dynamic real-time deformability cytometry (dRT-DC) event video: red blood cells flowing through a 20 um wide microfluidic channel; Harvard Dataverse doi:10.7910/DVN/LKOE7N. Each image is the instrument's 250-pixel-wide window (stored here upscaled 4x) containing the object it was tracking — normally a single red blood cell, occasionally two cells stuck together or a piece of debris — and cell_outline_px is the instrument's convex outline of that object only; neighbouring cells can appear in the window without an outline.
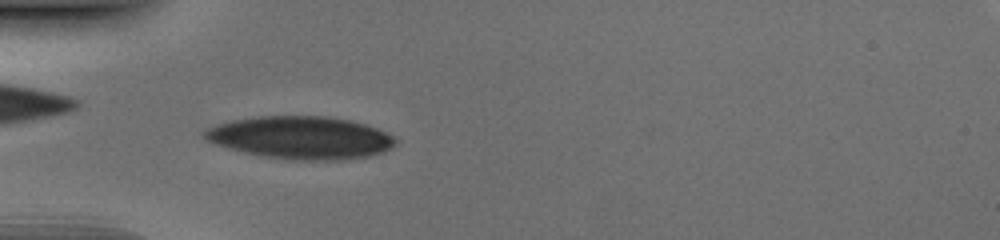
{"species": "human", "species_latin": "Homo sapiens", "temperature_condition": "cold", "stored_images_in_passage": 37, "camera_frame_rate_fps": 3000, "um_per_image_px": 0.085, "donor": {"sex": "male"}, "frame": {"image": 1, "passage_image": 5, "time_ms": 1.333, "image_size_px": [1000, 240], "cell_outline_px": [[396, 144], [384, 152], [368, 156], [340, 160], [292, 160], [264, 156], [244, 152], [228, 148], [216, 144], [208, 140], [200, 132], [216, 124], [232, 120], [260, 116], [328, 116], [348, 120], [364, 124], [376, 128], [392, 136], [396, 140]], "centroid_in_image_um": [25.55, 11.7], "position_along_channel_um": 59.5, "area_um2": 47.28}}
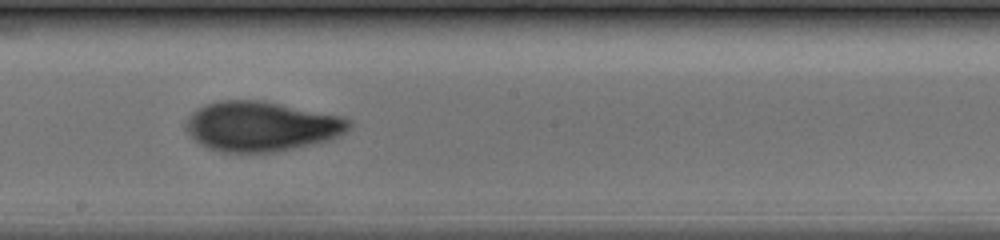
{"frame": {"image": 2, "passage_image": 18, "time_ms": 5.667, "image_size_px": [1000, 240], "cell_outline_px": [[352, 128], [340, 136], [328, 140], [296, 148], [276, 152], [220, 152], [208, 148], [200, 144], [184, 128], [184, 124], [188, 116], [192, 112], [208, 104], [220, 100], [264, 100], [340, 116], [348, 120], [352, 124]], "centroid_in_image_um": [22.21, 10.74], "position_along_channel_um": 226.0, "area_um2": 47.51}}
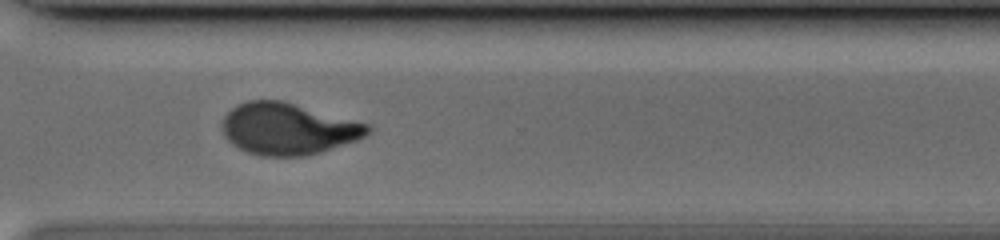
{"frame": {"image": 3, "passage_image": 27, "time_ms": 8.667, "image_size_px": [1000, 240], "cell_outline_px": [[376, 128], [372, 132], [356, 140], [320, 152], [304, 156], [260, 156], [248, 152], [232, 144], [224, 136], [224, 116], [236, 104], [248, 100], [280, 100], [368, 124]], "centroid_in_image_um": [24.49, 10.95], "position_along_channel_um": 346.1, "area_um2": 43.41}}